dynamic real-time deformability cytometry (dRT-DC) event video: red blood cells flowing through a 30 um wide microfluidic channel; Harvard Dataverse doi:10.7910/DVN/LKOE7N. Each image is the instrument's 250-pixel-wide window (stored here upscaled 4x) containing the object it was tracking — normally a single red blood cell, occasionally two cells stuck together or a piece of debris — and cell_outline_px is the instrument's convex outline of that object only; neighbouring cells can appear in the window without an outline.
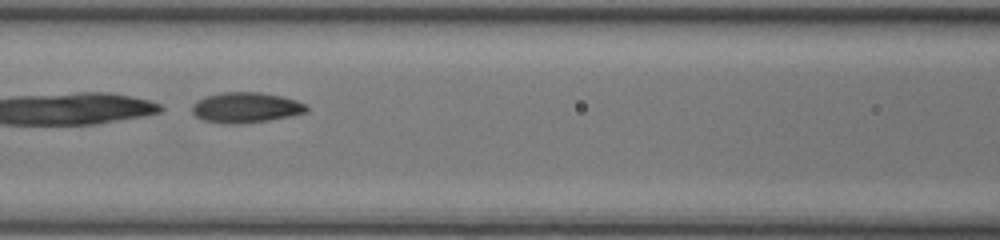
{"species": "common noctule bat (a hibernating species)", "species_latin": "Nyctalus noctula", "temperature_condition": "room temperature", "stored_images_in_passage": 36, "camera_frame_rate_fps": 3000, "um_per_image_px": 0.085, "animal": {"sex": "female", "body_mass_g": 17.0, "forearm_length_mm": 48.0}, "frame": {"image": 1, "passage_image": 21, "time_ms": 6.667, "image_size_px": [1000, 240], "cell_outline_px": [[308, 112], [292, 116], [268, 120], [240, 124], [220, 124], [204, 120], [196, 116], [192, 112], [192, 104], [208, 96], [224, 92], [260, 92], [280, 96], [296, 100], [304, 104], [308, 108]], "centroid_in_image_um": [20.91, 9.16], "position_along_channel_um": 145.7, "area_um2": 20.23}}
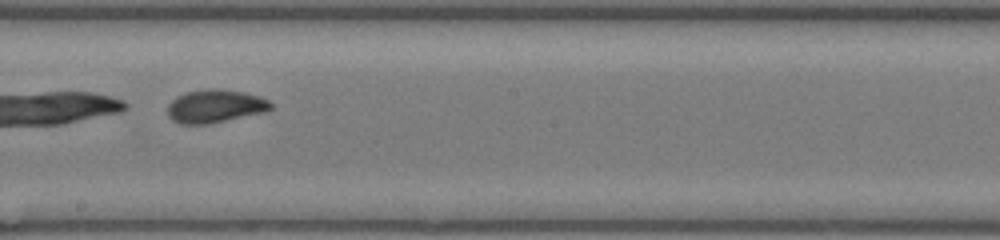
{"frame": {"image": 2, "passage_image": 27, "time_ms": 8.667, "image_size_px": [1000, 240], "cell_outline_px": [[272, 108], [264, 112], [208, 124], [180, 124], [172, 120], [168, 116], [168, 104], [176, 96], [184, 92], [212, 88], [216, 88], [244, 92], [260, 96], [268, 100], [272, 104]], "centroid_in_image_um": [18.26, 9.02], "position_along_channel_um": 229.9, "area_um2": 20.0}}